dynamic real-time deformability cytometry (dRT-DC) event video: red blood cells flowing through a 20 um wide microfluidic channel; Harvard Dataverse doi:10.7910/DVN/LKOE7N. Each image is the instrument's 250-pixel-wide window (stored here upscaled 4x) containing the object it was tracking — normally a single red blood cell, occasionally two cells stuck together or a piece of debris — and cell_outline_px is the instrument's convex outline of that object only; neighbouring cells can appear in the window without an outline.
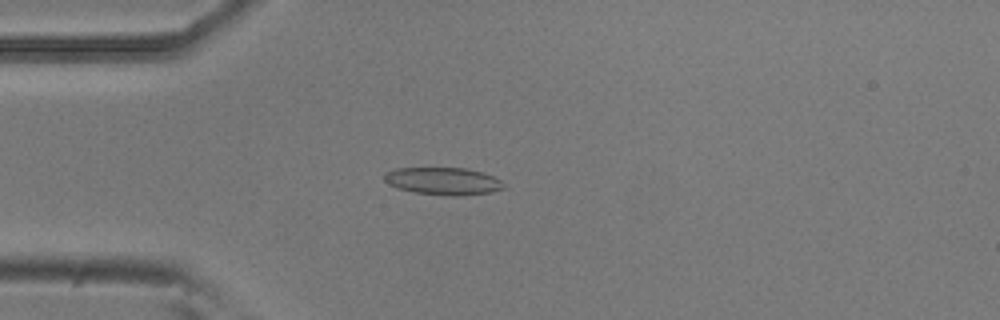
{"species": "common noctule bat (a hibernating species)", "species_latin": "Nyctalus noctula", "temperature_condition": "room temperature", "stored_images_in_passage": 40, "camera_frame_rate_fps": 3000, "um_per_image_px": 0.085, "animal": {"sex": "male", "body_mass_g": 20.5, "forearm_length_mm": 52.5}, "frame": {"image": 1, "passage_image": 8, "time_ms": 2.333, "image_size_px": [1000, 320], "cell_outline_px": [[504, 188], [492, 192], [460, 196], [448, 196], [412, 192], [388, 184], [384, 180], [384, 172], [396, 168], [464, 168], [484, 172], [500, 180], [504, 184]], "centroid_in_image_um": [37.66, 15.4], "position_along_channel_um": 47.3, "area_um2": 19.19}}
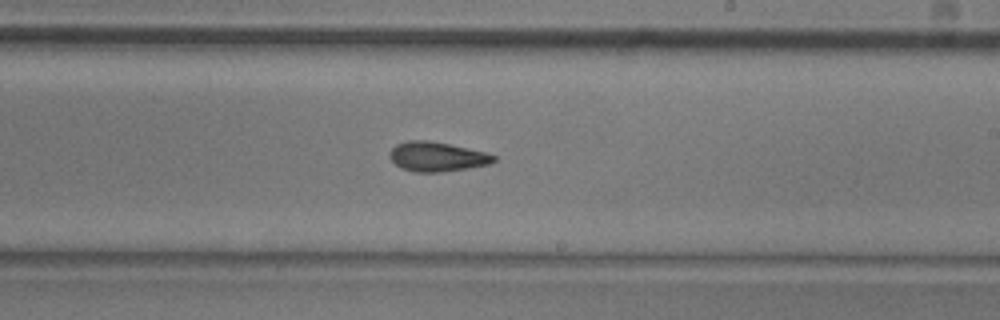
{"frame": {"image": 2, "passage_image": 25, "time_ms": 8.0, "image_size_px": [1000, 320], "cell_outline_px": [[496, 160], [488, 164], [468, 168], [440, 172], [416, 172], [400, 168], [392, 160], [388, 152], [396, 144], [408, 140], [428, 140], [488, 152], [496, 156]], "centroid_in_image_um": [37.14, 13.31], "position_along_channel_um": 251.9, "area_um2": 17.92}}
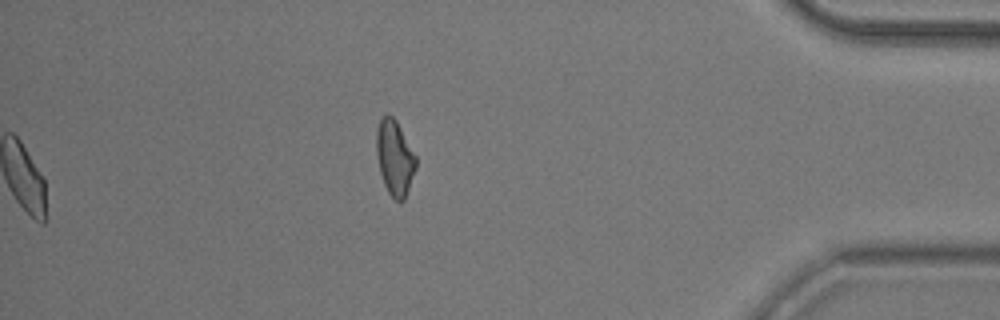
{"frame": {"image": 3, "passage_image": 40, "time_ms": 13.0, "image_size_px": [1000, 320], "cell_outline_px": [[416, 168], [404, 200], [400, 204], [388, 192], [384, 184], [380, 172], [376, 156], [376, 128], [380, 120], [388, 112], [396, 120], [416, 156]], "centroid_in_image_um": [33.54, 13.41], "position_along_channel_um": 401.7, "area_um2": 17.34}, "authors_computed_cell_mechanics": {"area_um2": 17.8602, "velocity_mm_per_s": 3.818, "shape_relaxation_time_tau1_ms": null, "shape_relaxation_time_tau2_ms": 3.7834, "deformation_change_tau1": null, "deformation_change_tau2": 0.1201}}